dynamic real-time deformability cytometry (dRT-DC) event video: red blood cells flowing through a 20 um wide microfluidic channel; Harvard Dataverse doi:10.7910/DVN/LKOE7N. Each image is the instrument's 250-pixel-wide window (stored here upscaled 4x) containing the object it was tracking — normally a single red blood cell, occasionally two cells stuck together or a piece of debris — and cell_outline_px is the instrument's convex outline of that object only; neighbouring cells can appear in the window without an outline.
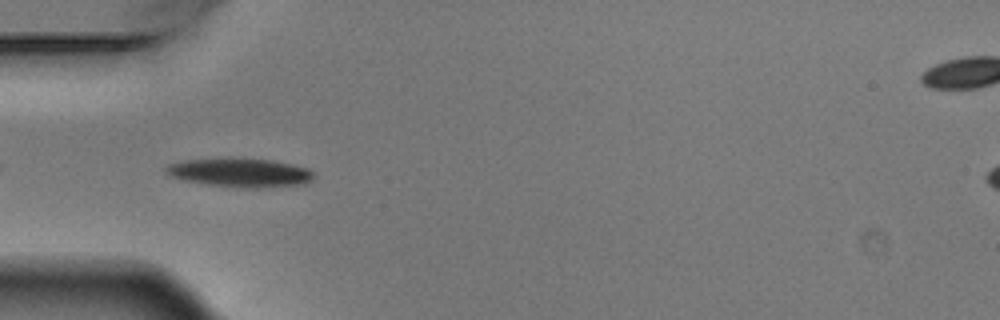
{"species": "Egyptian fruit bat (a non-hibernating species)", "species_latin": "Rousettus aegyptiacus", "temperature_condition": "warm", "stored_images_in_passage": 4, "camera_frame_rate_fps": 3000, "um_per_image_px": 0.085, "animal": {"sex": "male"}, "frame": {"image": 1, "passage_image": 1, "time_ms": 0.0, "image_size_px": [1000, 320], "cell_outline_px": [[316, 172], [312, 180], [304, 184], [260, 188], [244, 188], [208, 184], [184, 180], [168, 176], [164, 172], [164, 168], [168, 164], [184, 160], [220, 156], [240, 156], [272, 160], [292, 164], [308, 168]], "centroid_in_image_um": [20.38, 14.63], "position_along_channel_um": 64.6, "area_um2": 25.89}}
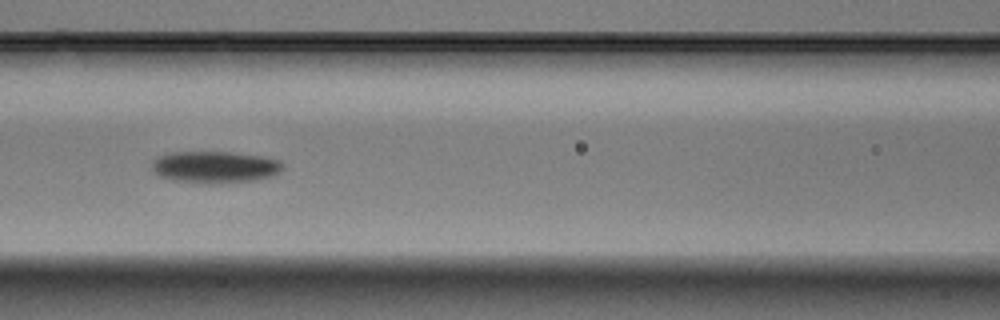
{"frame": {"image": 2, "passage_image": 3, "time_ms": 0.667, "image_size_px": [1000, 320], "cell_outline_px": [[284, 168], [280, 172], [272, 176], [260, 180], [232, 184], [204, 184], [172, 180], [160, 176], [152, 168], [152, 160], [156, 156], [172, 152], [232, 152], [264, 156], [280, 160], [284, 164]], "centroid_in_image_um": [18.33, 14.22], "position_along_channel_um": 148.3, "area_um2": 25.09}}
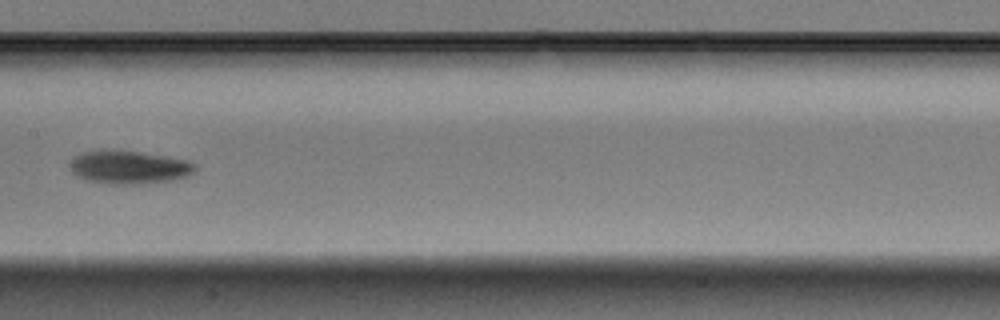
{"frame": {"image": 3, "passage_image": 4, "time_ms": 1.0, "image_size_px": [1000, 320], "cell_outline_px": [[196, 168], [192, 172], [184, 176], [172, 180], [140, 184], [112, 184], [88, 180], [76, 176], [68, 168], [68, 164], [76, 156], [84, 152], [140, 152], [168, 156], [188, 160], [196, 164]], "centroid_in_image_um": [10.98, 14.24], "position_along_channel_um": 196.4, "area_um2": 23.64}}